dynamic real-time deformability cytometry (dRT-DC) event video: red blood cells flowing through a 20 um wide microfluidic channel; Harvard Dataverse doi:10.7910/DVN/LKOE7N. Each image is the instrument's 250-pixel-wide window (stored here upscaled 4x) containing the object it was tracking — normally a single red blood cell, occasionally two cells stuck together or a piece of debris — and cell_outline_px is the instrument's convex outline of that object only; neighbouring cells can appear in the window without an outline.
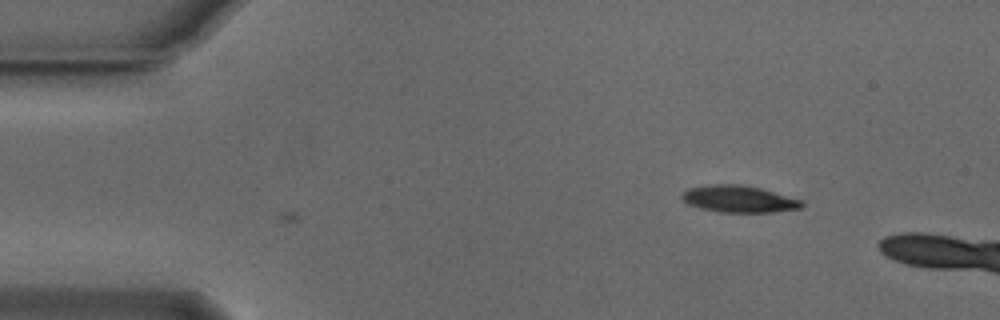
{"species": "Egyptian fruit bat (a non-hibernating species)", "species_latin": "Rousettus aegyptiacus", "temperature_condition": "cold", "stored_images_in_passage": 8, "camera_frame_rate_fps": 3000, "um_per_image_px": 0.085, "animal": {"sex": "male"}, "frame": {"image": 1, "passage_image": 8, "time_ms": 2.333, "image_size_px": [1000, 320], "cell_outline_px": [[804, 204], [800, 208], [772, 212], [720, 212], [700, 208], [688, 204], [680, 196], [688, 188], [708, 184], [740, 184], [760, 188], [804, 200]], "centroid_in_image_um": [62.81, 16.91], "position_along_channel_um": 22.2, "area_um2": 18.79}}